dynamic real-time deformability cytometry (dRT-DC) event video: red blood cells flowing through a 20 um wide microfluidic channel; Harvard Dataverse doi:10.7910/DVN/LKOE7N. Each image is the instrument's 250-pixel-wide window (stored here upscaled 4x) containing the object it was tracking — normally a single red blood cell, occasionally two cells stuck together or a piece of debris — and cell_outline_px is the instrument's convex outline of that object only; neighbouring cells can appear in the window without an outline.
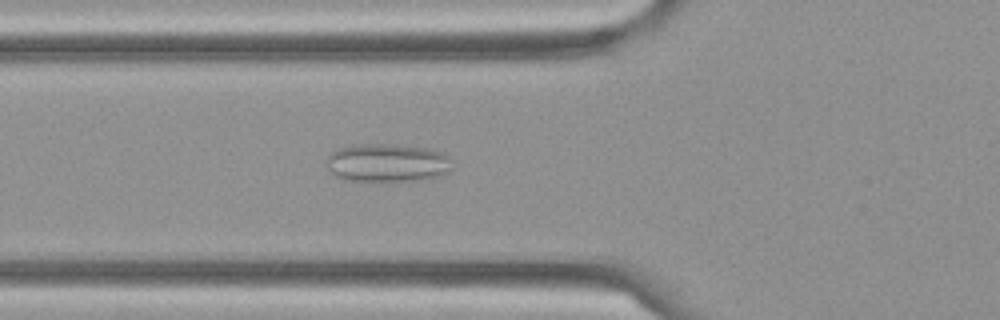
{"species": "Egyptian fruit bat (a non-hibernating species)", "species_latin": "Rousettus aegyptiacus", "temperature_condition": "cold", "stored_images_in_passage": 59, "camera_frame_rate_fps": 3000, "um_per_image_px": 0.085, "frame": {"image": 1, "passage_image": 21, "time_ms": 6.667, "image_size_px": [1000, 320], "cell_outline_px": [[448, 172], [436, 176], [420, 180], [348, 180], [336, 176], [328, 172], [328, 156], [332, 152], [340, 148], [352, 144], [392, 144], [428, 148], [444, 152], [448, 156]], "centroid_in_image_um": [32.88, 13.82], "position_along_channel_um": 92.9, "area_um2": 27.63}}
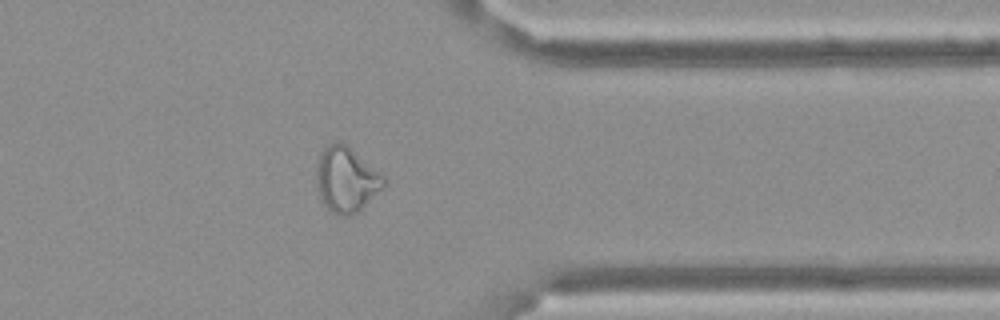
{"frame": {"image": 2, "passage_image": 47, "time_ms": 15.333, "image_size_px": [1000, 320], "cell_outline_px": [[388, 180], [384, 188], [356, 212], [348, 216], [336, 216], [324, 204], [316, 188], [316, 172], [320, 156], [324, 148], [328, 144], [336, 140], [340, 140], [348, 144], [380, 172]], "centroid_in_image_um": [29.45, 15.23], "position_along_channel_um": 382.0, "area_um2": 25.89}}
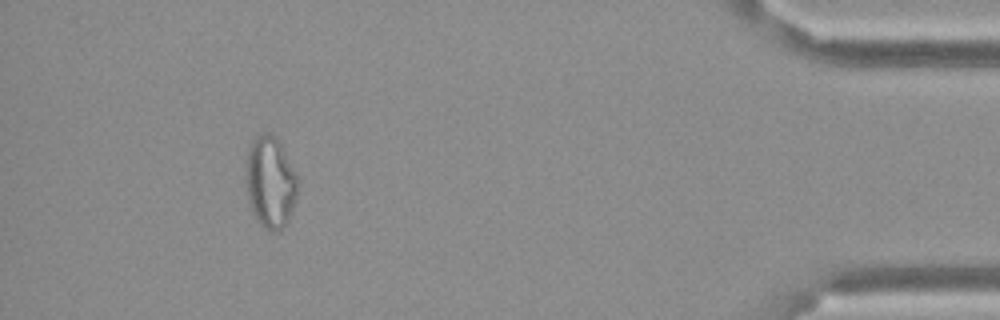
{"frame": {"image": 3, "passage_image": 54, "time_ms": 17.667, "image_size_px": [1000, 320], "cell_outline_px": [[300, 180], [296, 196], [288, 220], [276, 232], [272, 232], [264, 228], [260, 224], [252, 212], [248, 200], [248, 148], [252, 140], [256, 136], [264, 132], [268, 132], [276, 136], [280, 140]], "centroid_in_image_um": [23.02, 15.45], "position_along_channel_um": 412.2, "area_um2": 27.57}, "authors_computed_cell_mechanics": {"area_um2": 26.9348, "velocity_mm_per_s": 3.4172, "shape_relaxation_time_tau1_ms": null, "shape_relaxation_time_tau2_ms": 2.0639, "deformation_change_tau1": null, "deformation_change_tau2": 0.1063}}